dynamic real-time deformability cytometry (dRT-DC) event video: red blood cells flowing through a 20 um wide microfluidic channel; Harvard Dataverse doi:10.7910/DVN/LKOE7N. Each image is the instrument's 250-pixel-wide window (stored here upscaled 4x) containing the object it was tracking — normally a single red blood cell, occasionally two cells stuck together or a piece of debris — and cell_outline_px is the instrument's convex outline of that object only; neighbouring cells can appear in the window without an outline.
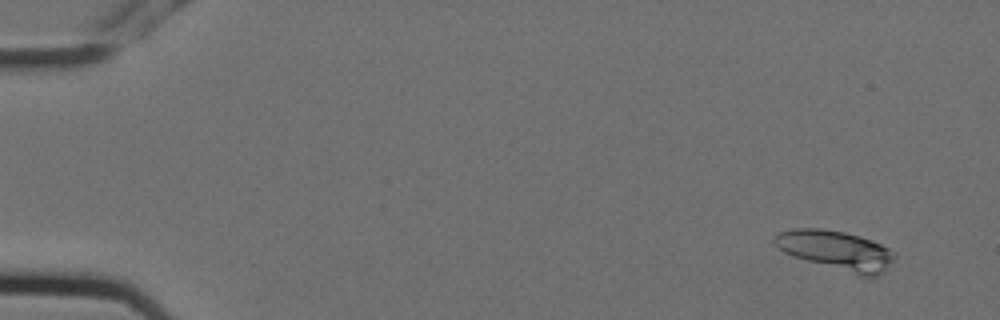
{"species": "Egyptian fruit bat (a non-hibernating species)", "species_latin": "Rousettus aegyptiacus", "temperature_condition": "cold", "stored_images_in_passage": 6, "camera_frame_rate_fps": 3000, "um_per_image_px": 0.085, "animal": {"sex": "female"}, "frame": {"image": 1, "passage_image": 1, "time_ms": 0.0, "image_size_px": [1000, 320], "cell_outline_px": [[896, 256], [884, 272], [880, 276], [856, 276], [784, 252], [772, 240], [772, 236], [780, 232], [792, 228], [820, 228], [844, 232], [860, 236], [872, 240], [896, 252]], "centroid_in_image_um": [71.12, 21.28], "position_along_channel_um": 13.9, "area_um2": 27.51}}